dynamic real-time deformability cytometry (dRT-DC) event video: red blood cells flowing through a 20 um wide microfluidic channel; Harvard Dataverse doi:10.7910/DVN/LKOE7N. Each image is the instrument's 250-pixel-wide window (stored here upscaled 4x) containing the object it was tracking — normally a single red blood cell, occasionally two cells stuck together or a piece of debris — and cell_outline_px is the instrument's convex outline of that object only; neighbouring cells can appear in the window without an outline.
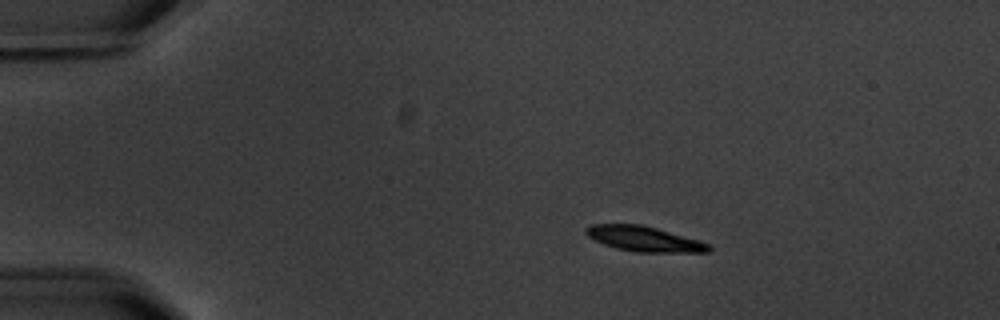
{"species": "common noctule bat (a hibernating species)", "species_latin": "Nyctalus noctula", "temperature_condition": "warm", "stored_images_in_passage": 6, "segment_of_instrument_passage": [1, 2], "camera_frame_rate_fps": 3000, "um_per_image_px": 0.085, "animal": {"sex": "male", "body_mass_g": 20.1, "forearm_length_mm": 53.5}, "frame": {"image": 1, "passage_image": 3, "time_ms": 2.333, "image_size_px": [1000, 320], "cell_outline_px": [[712, 248], [708, 252], [636, 252], [616, 248], [604, 244], [588, 236], [584, 232], [584, 228], [592, 224], [640, 224], [656, 228], [700, 240], [712, 244]], "centroid_in_image_um": [54.78, 20.3], "position_along_channel_um": 30.2, "area_um2": 18.03}}